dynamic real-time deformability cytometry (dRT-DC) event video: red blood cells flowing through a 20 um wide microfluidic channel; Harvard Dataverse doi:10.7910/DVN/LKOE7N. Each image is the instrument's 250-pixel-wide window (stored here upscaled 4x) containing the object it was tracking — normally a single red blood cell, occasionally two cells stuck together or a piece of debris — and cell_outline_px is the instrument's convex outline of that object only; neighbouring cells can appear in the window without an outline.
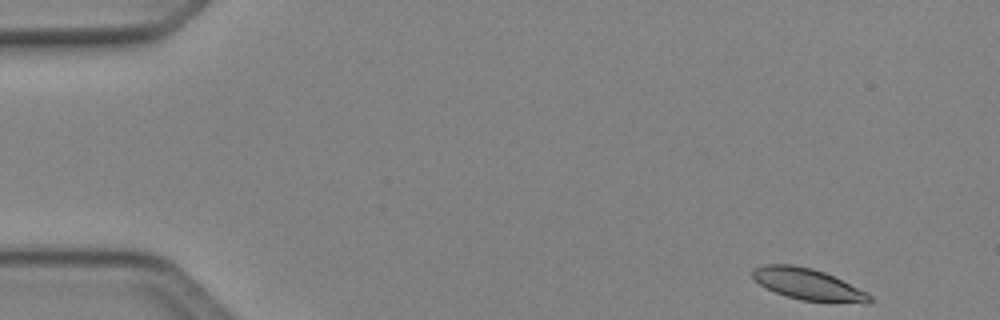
{"species": "Egyptian fruit bat (a non-hibernating species)", "species_latin": "Rousettus aegyptiacus", "temperature_condition": "cold", "stored_images_in_passage": 47, "camera_frame_rate_fps": 3000, "um_per_image_px": 0.085, "animal": {"sex": "female"}, "frame": {"image": 1, "passage_image": 1, "time_ms": 0.0, "image_size_px": [1000, 320], "cell_outline_px": [[872, 300], [868, 304], [800, 300], [764, 288], [752, 276], [752, 268], [764, 264], [792, 264], [812, 268], [824, 272], [868, 292], [872, 296]], "centroid_in_image_um": [68.69, 24.16], "position_along_channel_um": 16.3, "area_um2": 21.56}}
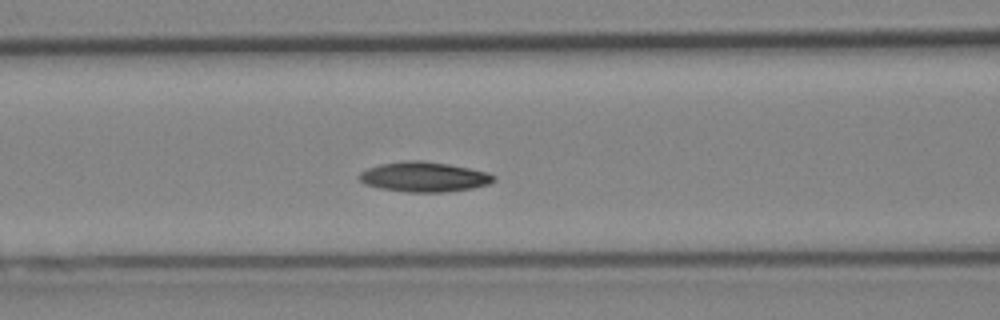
{"frame": {"image": 2, "passage_image": 18, "time_ms": 5.667, "image_size_px": [1000, 320], "cell_outline_px": [[496, 180], [488, 184], [472, 188], [444, 192], [408, 192], [380, 188], [364, 184], [356, 176], [360, 172], [368, 168], [380, 164], [404, 160], [420, 160], [448, 164], [488, 172], [496, 176]], "centroid_in_image_um": [36.02, 15.03], "position_along_channel_um": 130.6, "area_um2": 23.52}}
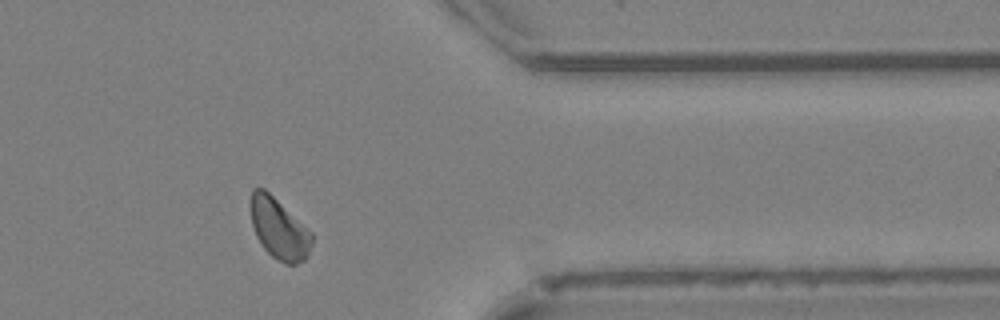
{"frame": {"image": 3, "passage_image": 38, "time_ms": 12.333, "image_size_px": [1000, 320], "cell_outline_px": [[312, 244], [304, 260], [296, 264], [284, 264], [272, 256], [264, 248], [256, 236], [252, 224], [248, 204], [252, 188], [264, 188], [312, 232]], "centroid_in_image_um": [23.67, 19.42], "position_along_channel_um": 387.7, "area_um2": 21.73}, "authors_computed_cell_mechanics": {"area_um2": 22.0796, "velocity_mm_per_s": 4.0603, "shape_relaxation_time_tau1_ms": 3.88, "shape_relaxation_time_tau2_ms": null, "deformation_change_tau1": 0.0887, "deformation_change_tau2": null}}